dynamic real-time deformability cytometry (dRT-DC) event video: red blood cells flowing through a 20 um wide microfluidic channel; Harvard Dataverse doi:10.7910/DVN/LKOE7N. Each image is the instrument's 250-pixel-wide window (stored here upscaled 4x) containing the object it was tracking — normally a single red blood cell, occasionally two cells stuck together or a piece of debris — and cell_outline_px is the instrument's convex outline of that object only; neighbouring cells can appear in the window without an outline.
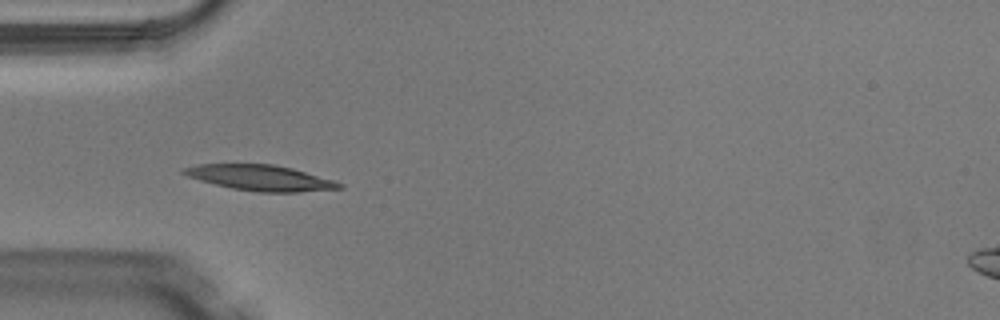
{"species": "Egyptian fruit bat (a non-hibernating species)", "species_latin": "Rousettus aegyptiacus", "temperature_condition": "warm", "stored_images_in_passage": 7, "camera_frame_rate_fps": 3000, "um_per_image_px": 0.085, "animal": {"sex": "male"}, "frame": {"image": 1, "passage_image": 5, "time_ms": 1.333, "image_size_px": [1000, 320], "cell_outline_px": [[344, 188], [300, 192], [260, 192], [232, 188], [200, 180], [188, 176], [180, 172], [180, 168], [196, 164], [272, 164], [292, 168], [332, 180], [344, 184]], "centroid_in_image_um": [22.11, 15.11], "position_along_channel_um": 62.9, "area_um2": 23.06}}
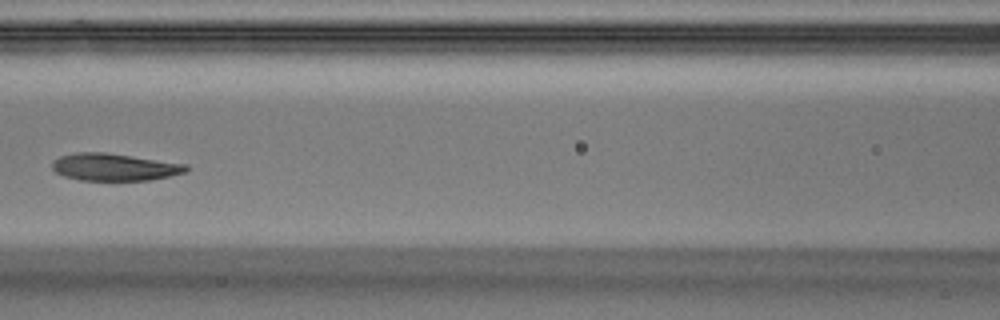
{"frame": {"image": 2, "passage_image": 7, "time_ms": 2.0, "image_size_px": [1000, 320], "cell_outline_px": [[188, 172], [152, 180], [80, 180], [64, 176], [56, 172], [52, 168], [52, 164], [60, 156], [76, 152], [104, 152], [188, 164]], "centroid_in_image_um": [9.76, 14.2], "position_along_channel_um": 156.8, "area_um2": 21.27}}